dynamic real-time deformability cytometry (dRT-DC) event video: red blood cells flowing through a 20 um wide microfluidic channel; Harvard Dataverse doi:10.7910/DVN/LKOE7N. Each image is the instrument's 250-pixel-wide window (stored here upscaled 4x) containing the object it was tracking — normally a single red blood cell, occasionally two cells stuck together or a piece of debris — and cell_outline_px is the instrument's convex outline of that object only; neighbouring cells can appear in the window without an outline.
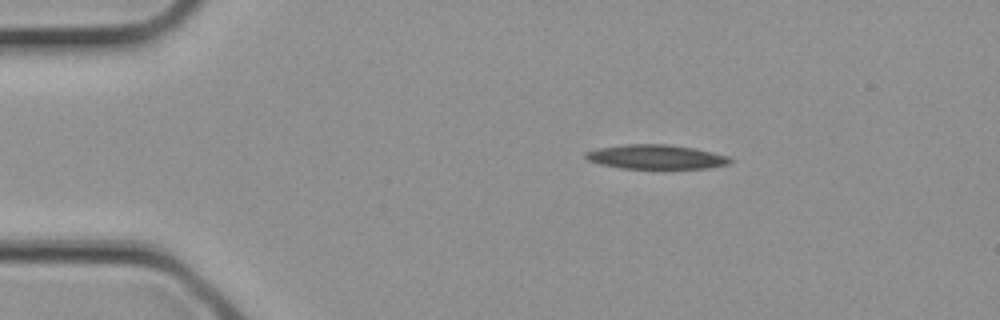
{"species": "common noctule bat (a hibernating species)", "species_latin": "Nyctalus noctula", "temperature_condition": "cold", "stored_images_in_passage": 2, "camera_frame_rate_fps": 3000, "um_per_image_px": 0.085, "animal": {"sex": "female", "body_mass_g": 21.9}, "frame": {"image": 1, "passage_image": 1, "time_ms": 0.0, "image_size_px": [1000, 320], "cell_outline_px": [[732, 160], [728, 164], [708, 168], [624, 168], [600, 164], [588, 160], [584, 156], [584, 152], [596, 148], [624, 144], [668, 144], [692, 148], [712, 152], [728, 156]], "centroid_in_image_um": [55.71, 13.32], "position_along_channel_um": 29.3, "area_um2": 20.35}}